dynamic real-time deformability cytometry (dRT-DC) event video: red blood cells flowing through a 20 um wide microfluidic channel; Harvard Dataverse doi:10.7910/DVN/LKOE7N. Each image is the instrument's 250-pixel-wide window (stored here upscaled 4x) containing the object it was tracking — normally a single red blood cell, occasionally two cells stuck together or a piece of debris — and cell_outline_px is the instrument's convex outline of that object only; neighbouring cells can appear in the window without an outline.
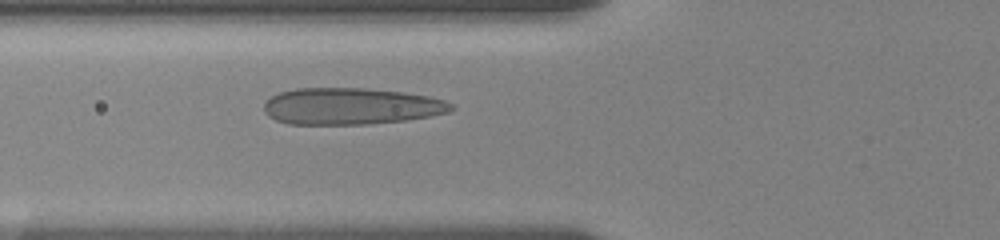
{"species": "human", "species_latin": "Homo sapiens", "temperature_condition": "room temperature", "stored_images_in_passage": 7, "camera_frame_rate_fps": 3000, "um_per_image_px": 0.085, "donor": {"sex": "female"}, "frame": {"image": 1, "passage_image": 7, "time_ms": 5.333, "image_size_px": [1000, 240], "cell_outline_px": [[456, 108], [448, 112], [432, 116], [404, 120], [368, 124], [288, 124], [276, 120], [268, 116], [264, 112], [264, 104], [272, 96], [280, 92], [296, 88], [364, 88], [400, 92], [428, 96], [444, 100], [452, 104]], "centroid_in_image_um": [29.82, 9.03], "position_along_channel_um": 96.0, "area_um2": 39.94}}